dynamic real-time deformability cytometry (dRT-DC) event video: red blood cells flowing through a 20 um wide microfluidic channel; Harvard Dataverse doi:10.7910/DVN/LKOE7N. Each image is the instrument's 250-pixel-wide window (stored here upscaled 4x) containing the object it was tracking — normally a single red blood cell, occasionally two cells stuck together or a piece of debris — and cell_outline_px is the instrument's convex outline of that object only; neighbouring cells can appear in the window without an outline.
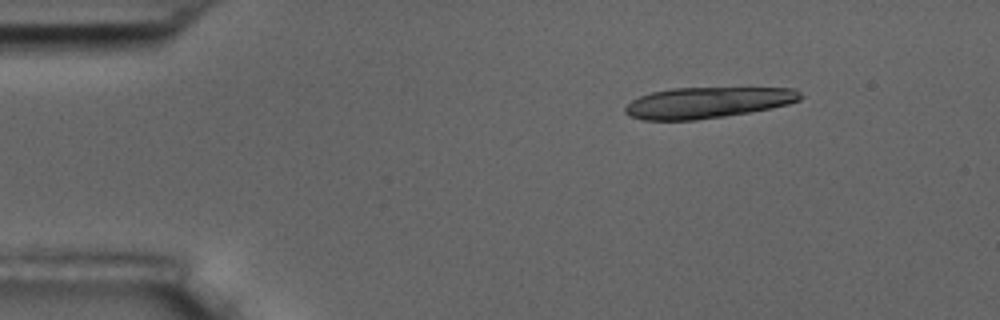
{"species": "common noctule bat (a hibernating species)", "species_latin": "Nyctalus noctula", "temperature_condition": "room temperature", "stored_images_in_passage": 5, "camera_frame_rate_fps": 3000, "um_per_image_px": 0.085, "animal": {"sex": "male", "body_mass_g": 17.5, "forearm_length_mm": 52.3}, "frame": {"image": 1, "passage_image": 1, "time_ms": 0.0, "image_size_px": [1000, 320], "cell_outline_px": [[804, 96], [800, 100], [788, 104], [748, 112], [724, 116], [696, 120], [644, 120], [628, 116], [624, 112], [624, 108], [632, 100], [640, 96], [652, 92], [672, 88], [796, 88]], "centroid_in_image_um": [60.12, 8.72], "position_along_channel_um": 24.9, "area_um2": 31.56}}
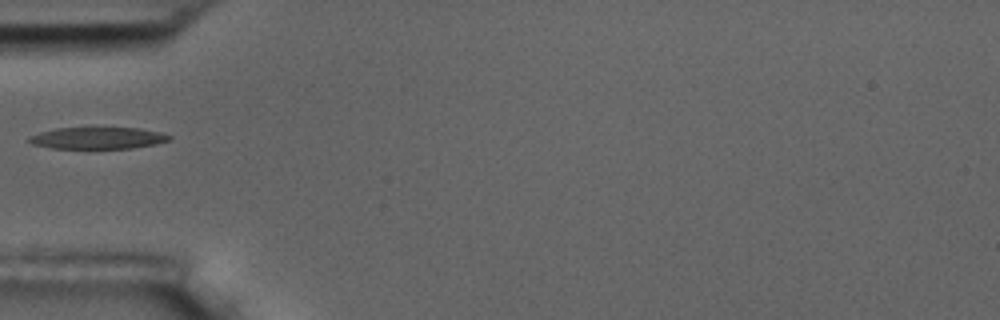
{"frame": {"image": 2, "passage_image": 4, "time_ms": 3.667, "image_size_px": [1000, 320], "cell_outline_px": [[172, 136], [168, 140], [156, 144], [132, 148], [52, 148], [32, 144], [28, 140], [28, 136], [40, 132], [56, 128], [140, 128], [160, 132]], "centroid_in_image_um": [8.3, 11.73], "position_along_channel_um": 76.7, "area_um2": 17.63}}